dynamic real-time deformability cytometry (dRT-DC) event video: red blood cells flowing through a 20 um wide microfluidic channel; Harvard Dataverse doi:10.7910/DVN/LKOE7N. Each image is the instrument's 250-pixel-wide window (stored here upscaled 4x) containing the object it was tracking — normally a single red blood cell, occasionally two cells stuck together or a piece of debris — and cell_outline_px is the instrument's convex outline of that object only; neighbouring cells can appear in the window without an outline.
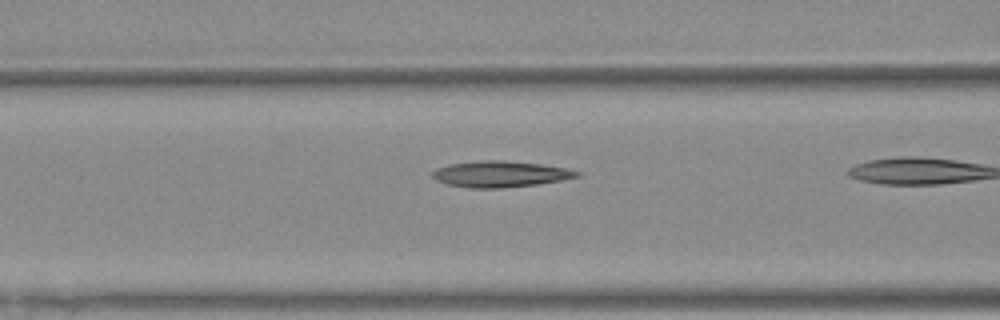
{"species": "Egyptian fruit bat (a non-hibernating species)", "species_latin": "Rousettus aegyptiacus", "temperature_condition": "warm", "stored_images_in_passage": 7, "camera_frame_rate_fps": 3000, "um_per_image_px": 0.085, "animal": {"sex": "female"}, "frame": {"image": 1, "passage_image": 6, "time_ms": 1.667, "image_size_px": [1000, 320], "cell_outline_px": [[580, 176], [540, 184], [500, 188], [468, 188], [448, 184], [436, 180], [428, 172], [436, 168], [452, 164], [484, 160], [500, 160], [540, 164], [564, 168], [580, 172]], "centroid_in_image_um": [42.48, 14.8], "position_along_channel_um": 124.1, "area_um2": 21.85}}